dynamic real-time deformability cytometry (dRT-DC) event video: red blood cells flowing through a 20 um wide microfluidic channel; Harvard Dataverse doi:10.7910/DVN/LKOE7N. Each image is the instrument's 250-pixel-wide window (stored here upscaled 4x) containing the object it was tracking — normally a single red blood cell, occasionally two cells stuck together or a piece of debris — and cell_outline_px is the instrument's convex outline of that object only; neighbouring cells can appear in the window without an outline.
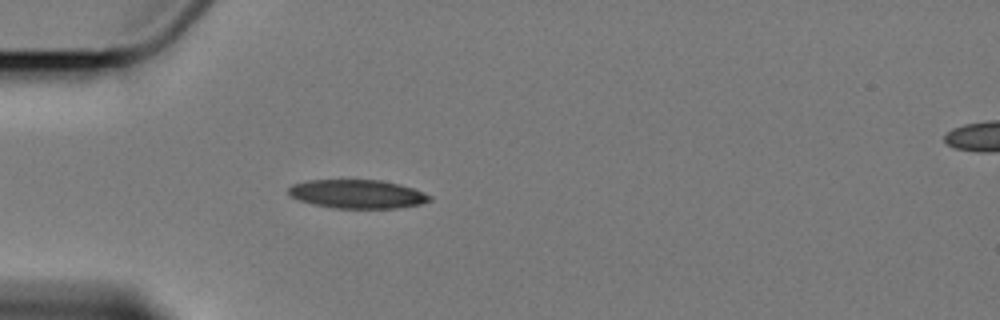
{"species": "Egyptian fruit bat (a non-hibernating species)", "species_latin": "Rousettus aegyptiacus", "temperature_condition": "cold", "stored_images_in_passage": 1, "camera_frame_rate_fps": 3000, "um_per_image_px": 0.085, "animal": {"sex": "female"}, "frame": {"image": 1, "passage_image": 1, "time_ms": 0.0, "image_size_px": [1000, 320], "cell_outline_px": [[432, 200], [420, 204], [396, 208], [332, 208], [300, 200], [292, 196], [288, 192], [288, 188], [292, 184], [308, 180], [380, 180], [400, 184], [424, 192], [432, 196]], "centroid_in_image_um": [30.4, 16.49], "position_along_channel_um": 54.6, "area_um2": 23.47}}